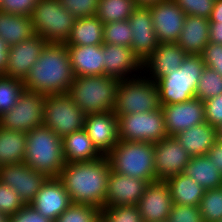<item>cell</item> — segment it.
I'll list each match as a JSON object with an SVG mask.
<instances>
[{
	"instance_id": "22",
	"label": "cell",
	"mask_w": 222,
	"mask_h": 222,
	"mask_svg": "<svg viewBox=\"0 0 222 222\" xmlns=\"http://www.w3.org/2000/svg\"><path fill=\"white\" fill-rule=\"evenodd\" d=\"M187 53L177 43H159L152 54L142 63V74L157 82L169 73L177 71ZM150 70V71H149Z\"/></svg>"
},
{
	"instance_id": "34",
	"label": "cell",
	"mask_w": 222,
	"mask_h": 222,
	"mask_svg": "<svg viewBox=\"0 0 222 222\" xmlns=\"http://www.w3.org/2000/svg\"><path fill=\"white\" fill-rule=\"evenodd\" d=\"M24 90L22 80L0 75V116L16 105Z\"/></svg>"
},
{
	"instance_id": "3",
	"label": "cell",
	"mask_w": 222,
	"mask_h": 222,
	"mask_svg": "<svg viewBox=\"0 0 222 222\" xmlns=\"http://www.w3.org/2000/svg\"><path fill=\"white\" fill-rule=\"evenodd\" d=\"M24 163L47 178L58 177L65 166L62 138L44 125L30 130Z\"/></svg>"
},
{
	"instance_id": "21",
	"label": "cell",
	"mask_w": 222,
	"mask_h": 222,
	"mask_svg": "<svg viewBox=\"0 0 222 222\" xmlns=\"http://www.w3.org/2000/svg\"><path fill=\"white\" fill-rule=\"evenodd\" d=\"M72 204L70 196L61 181L47 178L30 205L45 218L53 222Z\"/></svg>"
},
{
	"instance_id": "36",
	"label": "cell",
	"mask_w": 222,
	"mask_h": 222,
	"mask_svg": "<svg viewBox=\"0 0 222 222\" xmlns=\"http://www.w3.org/2000/svg\"><path fill=\"white\" fill-rule=\"evenodd\" d=\"M199 209L204 222H219L222 219V187L205 190Z\"/></svg>"
},
{
	"instance_id": "46",
	"label": "cell",
	"mask_w": 222,
	"mask_h": 222,
	"mask_svg": "<svg viewBox=\"0 0 222 222\" xmlns=\"http://www.w3.org/2000/svg\"><path fill=\"white\" fill-rule=\"evenodd\" d=\"M205 121L217 127L222 123V94L204 101Z\"/></svg>"
},
{
	"instance_id": "8",
	"label": "cell",
	"mask_w": 222,
	"mask_h": 222,
	"mask_svg": "<svg viewBox=\"0 0 222 222\" xmlns=\"http://www.w3.org/2000/svg\"><path fill=\"white\" fill-rule=\"evenodd\" d=\"M141 75L119 81L114 107L117 117L131 113L151 112L161 107L156 82L147 79L144 74Z\"/></svg>"
},
{
	"instance_id": "20",
	"label": "cell",
	"mask_w": 222,
	"mask_h": 222,
	"mask_svg": "<svg viewBox=\"0 0 222 222\" xmlns=\"http://www.w3.org/2000/svg\"><path fill=\"white\" fill-rule=\"evenodd\" d=\"M84 130L102 155H107L119 141L118 119L114 111L86 114Z\"/></svg>"
},
{
	"instance_id": "41",
	"label": "cell",
	"mask_w": 222,
	"mask_h": 222,
	"mask_svg": "<svg viewBox=\"0 0 222 222\" xmlns=\"http://www.w3.org/2000/svg\"><path fill=\"white\" fill-rule=\"evenodd\" d=\"M186 15L209 19L215 0H174Z\"/></svg>"
},
{
	"instance_id": "39",
	"label": "cell",
	"mask_w": 222,
	"mask_h": 222,
	"mask_svg": "<svg viewBox=\"0 0 222 222\" xmlns=\"http://www.w3.org/2000/svg\"><path fill=\"white\" fill-rule=\"evenodd\" d=\"M100 222H143L138 205L104 206Z\"/></svg>"
},
{
	"instance_id": "44",
	"label": "cell",
	"mask_w": 222,
	"mask_h": 222,
	"mask_svg": "<svg viewBox=\"0 0 222 222\" xmlns=\"http://www.w3.org/2000/svg\"><path fill=\"white\" fill-rule=\"evenodd\" d=\"M206 67L222 76V44L209 42L201 54Z\"/></svg>"
},
{
	"instance_id": "54",
	"label": "cell",
	"mask_w": 222,
	"mask_h": 222,
	"mask_svg": "<svg viewBox=\"0 0 222 222\" xmlns=\"http://www.w3.org/2000/svg\"><path fill=\"white\" fill-rule=\"evenodd\" d=\"M10 217L4 213H0V222H9Z\"/></svg>"
},
{
	"instance_id": "5",
	"label": "cell",
	"mask_w": 222,
	"mask_h": 222,
	"mask_svg": "<svg viewBox=\"0 0 222 222\" xmlns=\"http://www.w3.org/2000/svg\"><path fill=\"white\" fill-rule=\"evenodd\" d=\"M115 173L156 181L154 143L119 140L106 155Z\"/></svg>"
},
{
	"instance_id": "45",
	"label": "cell",
	"mask_w": 222,
	"mask_h": 222,
	"mask_svg": "<svg viewBox=\"0 0 222 222\" xmlns=\"http://www.w3.org/2000/svg\"><path fill=\"white\" fill-rule=\"evenodd\" d=\"M39 0H1L0 11L30 16Z\"/></svg>"
},
{
	"instance_id": "18",
	"label": "cell",
	"mask_w": 222,
	"mask_h": 222,
	"mask_svg": "<svg viewBox=\"0 0 222 222\" xmlns=\"http://www.w3.org/2000/svg\"><path fill=\"white\" fill-rule=\"evenodd\" d=\"M47 44L45 39L35 34L17 45L10 46L8 68L4 75L24 81Z\"/></svg>"
},
{
	"instance_id": "32",
	"label": "cell",
	"mask_w": 222,
	"mask_h": 222,
	"mask_svg": "<svg viewBox=\"0 0 222 222\" xmlns=\"http://www.w3.org/2000/svg\"><path fill=\"white\" fill-rule=\"evenodd\" d=\"M27 133L0 127V167L24 162Z\"/></svg>"
},
{
	"instance_id": "38",
	"label": "cell",
	"mask_w": 222,
	"mask_h": 222,
	"mask_svg": "<svg viewBox=\"0 0 222 222\" xmlns=\"http://www.w3.org/2000/svg\"><path fill=\"white\" fill-rule=\"evenodd\" d=\"M103 43L131 47L132 31L129 20L104 24Z\"/></svg>"
},
{
	"instance_id": "1",
	"label": "cell",
	"mask_w": 222,
	"mask_h": 222,
	"mask_svg": "<svg viewBox=\"0 0 222 222\" xmlns=\"http://www.w3.org/2000/svg\"><path fill=\"white\" fill-rule=\"evenodd\" d=\"M111 166L107 156L82 162H69L57 177L72 203L88 204L102 209L106 201Z\"/></svg>"
},
{
	"instance_id": "31",
	"label": "cell",
	"mask_w": 222,
	"mask_h": 222,
	"mask_svg": "<svg viewBox=\"0 0 222 222\" xmlns=\"http://www.w3.org/2000/svg\"><path fill=\"white\" fill-rule=\"evenodd\" d=\"M104 24L96 16L78 18L74 22L65 45H100L103 44Z\"/></svg>"
},
{
	"instance_id": "25",
	"label": "cell",
	"mask_w": 222,
	"mask_h": 222,
	"mask_svg": "<svg viewBox=\"0 0 222 222\" xmlns=\"http://www.w3.org/2000/svg\"><path fill=\"white\" fill-rule=\"evenodd\" d=\"M209 19L186 15L181 34L176 42L187 54L201 55L209 43Z\"/></svg>"
},
{
	"instance_id": "2",
	"label": "cell",
	"mask_w": 222,
	"mask_h": 222,
	"mask_svg": "<svg viewBox=\"0 0 222 222\" xmlns=\"http://www.w3.org/2000/svg\"><path fill=\"white\" fill-rule=\"evenodd\" d=\"M74 79L67 46L48 43L23 84L25 90L47 96L67 93Z\"/></svg>"
},
{
	"instance_id": "53",
	"label": "cell",
	"mask_w": 222,
	"mask_h": 222,
	"mask_svg": "<svg viewBox=\"0 0 222 222\" xmlns=\"http://www.w3.org/2000/svg\"><path fill=\"white\" fill-rule=\"evenodd\" d=\"M217 139L222 141V123L216 127Z\"/></svg>"
},
{
	"instance_id": "4",
	"label": "cell",
	"mask_w": 222,
	"mask_h": 222,
	"mask_svg": "<svg viewBox=\"0 0 222 222\" xmlns=\"http://www.w3.org/2000/svg\"><path fill=\"white\" fill-rule=\"evenodd\" d=\"M119 79L107 75L78 76L67 94L84 114L114 111Z\"/></svg>"
},
{
	"instance_id": "26",
	"label": "cell",
	"mask_w": 222,
	"mask_h": 222,
	"mask_svg": "<svg viewBox=\"0 0 222 222\" xmlns=\"http://www.w3.org/2000/svg\"><path fill=\"white\" fill-rule=\"evenodd\" d=\"M191 157L205 156L217 140L216 127L207 122L195 125L174 136Z\"/></svg>"
},
{
	"instance_id": "35",
	"label": "cell",
	"mask_w": 222,
	"mask_h": 222,
	"mask_svg": "<svg viewBox=\"0 0 222 222\" xmlns=\"http://www.w3.org/2000/svg\"><path fill=\"white\" fill-rule=\"evenodd\" d=\"M219 94H222V76L205 66L197 84L195 97L204 102Z\"/></svg>"
},
{
	"instance_id": "29",
	"label": "cell",
	"mask_w": 222,
	"mask_h": 222,
	"mask_svg": "<svg viewBox=\"0 0 222 222\" xmlns=\"http://www.w3.org/2000/svg\"><path fill=\"white\" fill-rule=\"evenodd\" d=\"M174 204L199 206L205 189L192 178L177 174L165 180Z\"/></svg>"
},
{
	"instance_id": "11",
	"label": "cell",
	"mask_w": 222,
	"mask_h": 222,
	"mask_svg": "<svg viewBox=\"0 0 222 222\" xmlns=\"http://www.w3.org/2000/svg\"><path fill=\"white\" fill-rule=\"evenodd\" d=\"M46 95L24 90L16 105L0 116V127L28 133L43 126V111Z\"/></svg>"
},
{
	"instance_id": "17",
	"label": "cell",
	"mask_w": 222,
	"mask_h": 222,
	"mask_svg": "<svg viewBox=\"0 0 222 222\" xmlns=\"http://www.w3.org/2000/svg\"><path fill=\"white\" fill-rule=\"evenodd\" d=\"M166 181L150 182L138 203L143 222H165L173 207Z\"/></svg>"
},
{
	"instance_id": "52",
	"label": "cell",
	"mask_w": 222,
	"mask_h": 222,
	"mask_svg": "<svg viewBox=\"0 0 222 222\" xmlns=\"http://www.w3.org/2000/svg\"><path fill=\"white\" fill-rule=\"evenodd\" d=\"M137 7H150L163 0H134Z\"/></svg>"
},
{
	"instance_id": "14",
	"label": "cell",
	"mask_w": 222,
	"mask_h": 222,
	"mask_svg": "<svg viewBox=\"0 0 222 222\" xmlns=\"http://www.w3.org/2000/svg\"><path fill=\"white\" fill-rule=\"evenodd\" d=\"M159 43H176L186 14L174 0H163L149 7Z\"/></svg>"
},
{
	"instance_id": "15",
	"label": "cell",
	"mask_w": 222,
	"mask_h": 222,
	"mask_svg": "<svg viewBox=\"0 0 222 222\" xmlns=\"http://www.w3.org/2000/svg\"><path fill=\"white\" fill-rule=\"evenodd\" d=\"M164 115L165 128L168 136L205 121L204 102L196 97L188 101L161 106Z\"/></svg>"
},
{
	"instance_id": "28",
	"label": "cell",
	"mask_w": 222,
	"mask_h": 222,
	"mask_svg": "<svg viewBox=\"0 0 222 222\" xmlns=\"http://www.w3.org/2000/svg\"><path fill=\"white\" fill-rule=\"evenodd\" d=\"M33 35L31 16L0 11V36L9 46L17 45Z\"/></svg>"
},
{
	"instance_id": "13",
	"label": "cell",
	"mask_w": 222,
	"mask_h": 222,
	"mask_svg": "<svg viewBox=\"0 0 222 222\" xmlns=\"http://www.w3.org/2000/svg\"><path fill=\"white\" fill-rule=\"evenodd\" d=\"M46 179L24 162L0 167V182L12 187L25 204H30Z\"/></svg>"
},
{
	"instance_id": "42",
	"label": "cell",
	"mask_w": 222,
	"mask_h": 222,
	"mask_svg": "<svg viewBox=\"0 0 222 222\" xmlns=\"http://www.w3.org/2000/svg\"><path fill=\"white\" fill-rule=\"evenodd\" d=\"M73 16L78 18L96 16L99 0H60Z\"/></svg>"
},
{
	"instance_id": "48",
	"label": "cell",
	"mask_w": 222,
	"mask_h": 222,
	"mask_svg": "<svg viewBox=\"0 0 222 222\" xmlns=\"http://www.w3.org/2000/svg\"><path fill=\"white\" fill-rule=\"evenodd\" d=\"M208 158L218 168V171L222 174V141L217 139L213 146L207 152Z\"/></svg>"
},
{
	"instance_id": "47",
	"label": "cell",
	"mask_w": 222,
	"mask_h": 222,
	"mask_svg": "<svg viewBox=\"0 0 222 222\" xmlns=\"http://www.w3.org/2000/svg\"><path fill=\"white\" fill-rule=\"evenodd\" d=\"M9 222H53L45 218L30 204H26L22 209L10 217Z\"/></svg>"
},
{
	"instance_id": "50",
	"label": "cell",
	"mask_w": 222,
	"mask_h": 222,
	"mask_svg": "<svg viewBox=\"0 0 222 222\" xmlns=\"http://www.w3.org/2000/svg\"><path fill=\"white\" fill-rule=\"evenodd\" d=\"M209 42L222 44V22H210Z\"/></svg>"
},
{
	"instance_id": "16",
	"label": "cell",
	"mask_w": 222,
	"mask_h": 222,
	"mask_svg": "<svg viewBox=\"0 0 222 222\" xmlns=\"http://www.w3.org/2000/svg\"><path fill=\"white\" fill-rule=\"evenodd\" d=\"M131 48L143 63L159 45L149 7H136L129 17Z\"/></svg>"
},
{
	"instance_id": "40",
	"label": "cell",
	"mask_w": 222,
	"mask_h": 222,
	"mask_svg": "<svg viewBox=\"0 0 222 222\" xmlns=\"http://www.w3.org/2000/svg\"><path fill=\"white\" fill-rule=\"evenodd\" d=\"M25 205L24 201L12 187L0 182V213L11 217Z\"/></svg>"
},
{
	"instance_id": "7",
	"label": "cell",
	"mask_w": 222,
	"mask_h": 222,
	"mask_svg": "<svg viewBox=\"0 0 222 222\" xmlns=\"http://www.w3.org/2000/svg\"><path fill=\"white\" fill-rule=\"evenodd\" d=\"M30 16L34 33L55 44L67 42L76 20L60 0H39Z\"/></svg>"
},
{
	"instance_id": "33",
	"label": "cell",
	"mask_w": 222,
	"mask_h": 222,
	"mask_svg": "<svg viewBox=\"0 0 222 222\" xmlns=\"http://www.w3.org/2000/svg\"><path fill=\"white\" fill-rule=\"evenodd\" d=\"M136 7L134 0H99L96 17L103 24L128 20Z\"/></svg>"
},
{
	"instance_id": "6",
	"label": "cell",
	"mask_w": 222,
	"mask_h": 222,
	"mask_svg": "<svg viewBox=\"0 0 222 222\" xmlns=\"http://www.w3.org/2000/svg\"><path fill=\"white\" fill-rule=\"evenodd\" d=\"M205 63L201 55L184 58L177 71L160 78L156 84L160 106L185 102L195 97V91Z\"/></svg>"
},
{
	"instance_id": "12",
	"label": "cell",
	"mask_w": 222,
	"mask_h": 222,
	"mask_svg": "<svg viewBox=\"0 0 222 222\" xmlns=\"http://www.w3.org/2000/svg\"><path fill=\"white\" fill-rule=\"evenodd\" d=\"M191 156L174 136H168L154 144V165L157 180H167L182 174Z\"/></svg>"
},
{
	"instance_id": "9",
	"label": "cell",
	"mask_w": 222,
	"mask_h": 222,
	"mask_svg": "<svg viewBox=\"0 0 222 222\" xmlns=\"http://www.w3.org/2000/svg\"><path fill=\"white\" fill-rule=\"evenodd\" d=\"M86 114L67 93L47 95L43 111V125L59 137L84 129Z\"/></svg>"
},
{
	"instance_id": "23",
	"label": "cell",
	"mask_w": 222,
	"mask_h": 222,
	"mask_svg": "<svg viewBox=\"0 0 222 222\" xmlns=\"http://www.w3.org/2000/svg\"><path fill=\"white\" fill-rule=\"evenodd\" d=\"M149 182L111 171L104 206L138 205Z\"/></svg>"
},
{
	"instance_id": "19",
	"label": "cell",
	"mask_w": 222,
	"mask_h": 222,
	"mask_svg": "<svg viewBox=\"0 0 222 222\" xmlns=\"http://www.w3.org/2000/svg\"><path fill=\"white\" fill-rule=\"evenodd\" d=\"M103 59L104 75L119 80L138 77L143 71L142 62L131 47L103 43Z\"/></svg>"
},
{
	"instance_id": "30",
	"label": "cell",
	"mask_w": 222,
	"mask_h": 222,
	"mask_svg": "<svg viewBox=\"0 0 222 222\" xmlns=\"http://www.w3.org/2000/svg\"><path fill=\"white\" fill-rule=\"evenodd\" d=\"M183 174L199 183L205 190L222 187V174L207 155L191 157Z\"/></svg>"
},
{
	"instance_id": "51",
	"label": "cell",
	"mask_w": 222,
	"mask_h": 222,
	"mask_svg": "<svg viewBox=\"0 0 222 222\" xmlns=\"http://www.w3.org/2000/svg\"><path fill=\"white\" fill-rule=\"evenodd\" d=\"M209 22H222V0H215Z\"/></svg>"
},
{
	"instance_id": "49",
	"label": "cell",
	"mask_w": 222,
	"mask_h": 222,
	"mask_svg": "<svg viewBox=\"0 0 222 222\" xmlns=\"http://www.w3.org/2000/svg\"><path fill=\"white\" fill-rule=\"evenodd\" d=\"M10 46L0 36V75H4L8 68V54Z\"/></svg>"
},
{
	"instance_id": "24",
	"label": "cell",
	"mask_w": 222,
	"mask_h": 222,
	"mask_svg": "<svg viewBox=\"0 0 222 222\" xmlns=\"http://www.w3.org/2000/svg\"><path fill=\"white\" fill-rule=\"evenodd\" d=\"M66 46L75 77L104 75L103 44Z\"/></svg>"
},
{
	"instance_id": "43",
	"label": "cell",
	"mask_w": 222,
	"mask_h": 222,
	"mask_svg": "<svg viewBox=\"0 0 222 222\" xmlns=\"http://www.w3.org/2000/svg\"><path fill=\"white\" fill-rule=\"evenodd\" d=\"M167 222H204L199 206L173 204Z\"/></svg>"
},
{
	"instance_id": "10",
	"label": "cell",
	"mask_w": 222,
	"mask_h": 222,
	"mask_svg": "<svg viewBox=\"0 0 222 222\" xmlns=\"http://www.w3.org/2000/svg\"><path fill=\"white\" fill-rule=\"evenodd\" d=\"M119 140L156 143L168 137L163 111L131 113L117 117Z\"/></svg>"
},
{
	"instance_id": "27",
	"label": "cell",
	"mask_w": 222,
	"mask_h": 222,
	"mask_svg": "<svg viewBox=\"0 0 222 222\" xmlns=\"http://www.w3.org/2000/svg\"><path fill=\"white\" fill-rule=\"evenodd\" d=\"M62 146L65 163L92 161L103 156L84 129L64 136Z\"/></svg>"
},
{
	"instance_id": "37",
	"label": "cell",
	"mask_w": 222,
	"mask_h": 222,
	"mask_svg": "<svg viewBox=\"0 0 222 222\" xmlns=\"http://www.w3.org/2000/svg\"><path fill=\"white\" fill-rule=\"evenodd\" d=\"M101 209L88 204L72 203L54 222H100Z\"/></svg>"
}]
</instances>
